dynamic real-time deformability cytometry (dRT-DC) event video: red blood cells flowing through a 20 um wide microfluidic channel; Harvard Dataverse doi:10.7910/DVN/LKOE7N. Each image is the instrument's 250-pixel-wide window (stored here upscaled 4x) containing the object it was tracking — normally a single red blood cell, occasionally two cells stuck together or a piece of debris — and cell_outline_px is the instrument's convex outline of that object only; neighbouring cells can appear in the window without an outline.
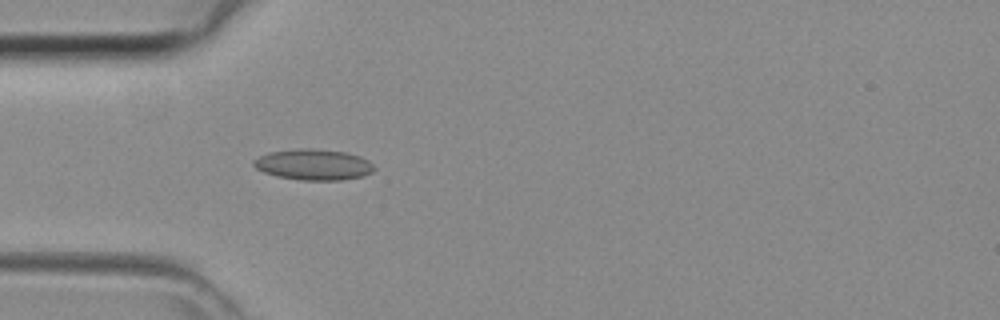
{"species": "common noctule bat (a hibernating species)", "species_latin": "Nyctalus noctula", "temperature_condition": "room temperature", "stored_images_in_passage": 31, "camera_frame_rate_fps": 3000, "um_per_image_px": 0.085, "animal": {"sex": "female", "body_mass_g": 29.2, "forearm_length_mm": 56.3}, "frame": {"image": 1, "passage_image": 3, "time_ms": 0.667, "image_size_px": [1000, 320], "cell_outline_px": [[376, 168], [372, 172], [364, 176], [340, 180], [300, 180], [276, 176], [264, 172], [256, 168], [252, 164], [252, 160], [268, 152], [300, 148], [312, 148], [344, 152], [360, 156], [368, 160]], "centroid_in_image_um": [26.64, 13.99], "position_along_channel_um": 58.4, "area_um2": 21.79}}
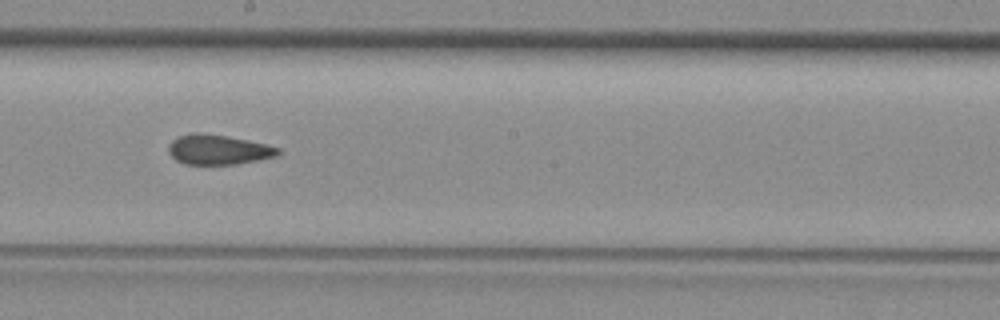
{"frame": {"image": 2, "passage_image": 14, "time_ms": 4.333, "image_size_px": [1000, 320], "cell_outline_px": [[280, 152], [276, 156], [236, 164], [184, 164], [176, 160], [168, 152], [168, 144], [172, 140], [180, 136], [192, 132], [196, 132], [228, 136], [248, 140], [280, 148]], "centroid_in_image_um": [18.51, 12.71], "position_along_channel_um": 229.7, "area_um2": 18.96}}
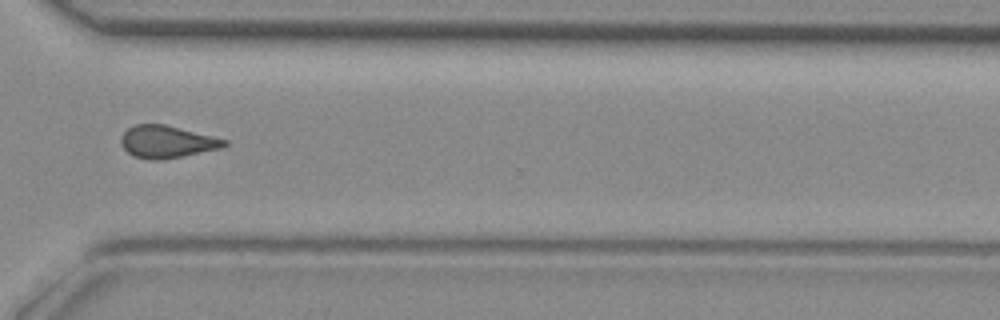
{"frame": {"image": 3, "passage_image": 22, "time_ms": 7.0, "image_size_px": [1000, 320], "cell_outline_px": [[228, 144], [220, 148], [160, 160], [152, 160], [132, 156], [120, 144], [120, 136], [128, 128], [136, 124], [164, 124], [228, 140]], "centroid_in_image_um": [14.14, 12.04], "position_along_channel_um": 356.5, "area_um2": 19.25}}